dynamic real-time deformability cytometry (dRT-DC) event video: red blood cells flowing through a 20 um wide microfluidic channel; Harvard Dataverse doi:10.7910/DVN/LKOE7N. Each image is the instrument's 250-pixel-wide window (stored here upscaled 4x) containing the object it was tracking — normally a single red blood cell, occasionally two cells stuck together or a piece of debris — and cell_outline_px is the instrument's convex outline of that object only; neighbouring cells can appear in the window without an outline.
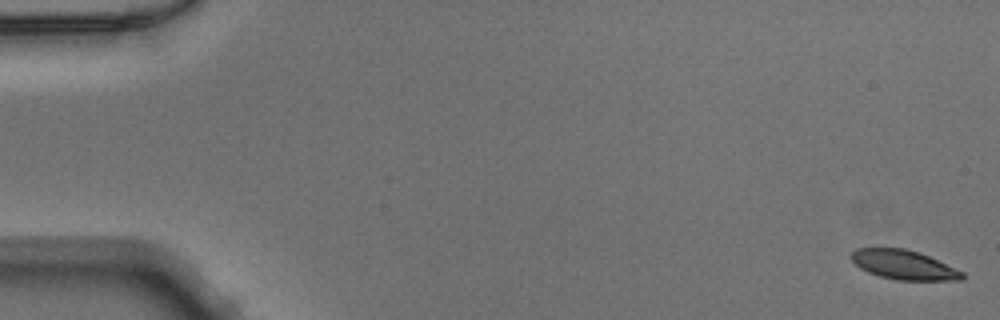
{"species": "Egyptian fruit bat (a non-hibernating species)", "species_latin": "Rousettus aegyptiacus", "temperature_condition": "warm", "stored_images_in_passage": 51, "camera_frame_rate_fps": 3000, "um_per_image_px": 0.085, "animal": {"sex": "male"}, "frame": {"image": 1, "passage_image": 1, "time_ms": 0.0, "image_size_px": [1000, 320], "cell_outline_px": [[964, 280], [896, 280], [880, 276], [868, 272], [860, 268], [852, 260], [852, 252], [856, 248], [904, 248], [920, 252], [964, 272]], "centroid_in_image_um": [76.84, 22.51], "position_along_channel_um": 8.2, "area_um2": 18.9}}
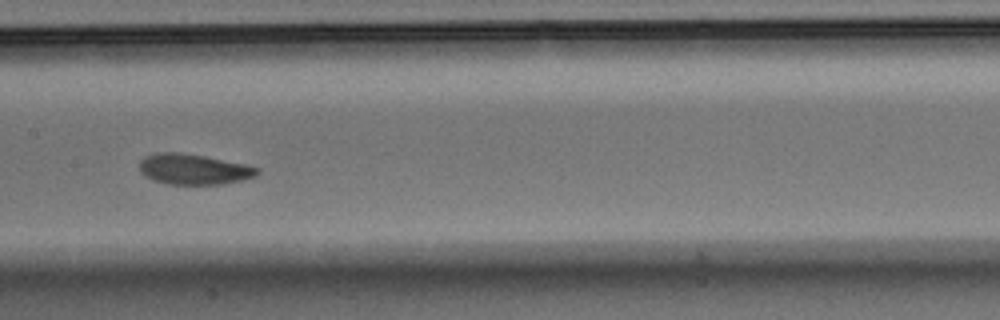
{"frame": {"image": 2, "passage_image": 26, "time_ms": 8.333, "image_size_px": [1000, 320], "cell_outline_px": [[260, 172], [256, 176], [244, 180], [220, 184], [168, 184], [152, 180], [144, 176], [140, 172], [140, 160], [144, 156], [156, 152], [180, 152], [204, 156], [244, 164], [260, 168]], "centroid_in_image_um": [16.44, 14.38], "position_along_channel_um": 191.0, "area_um2": 21.1}}
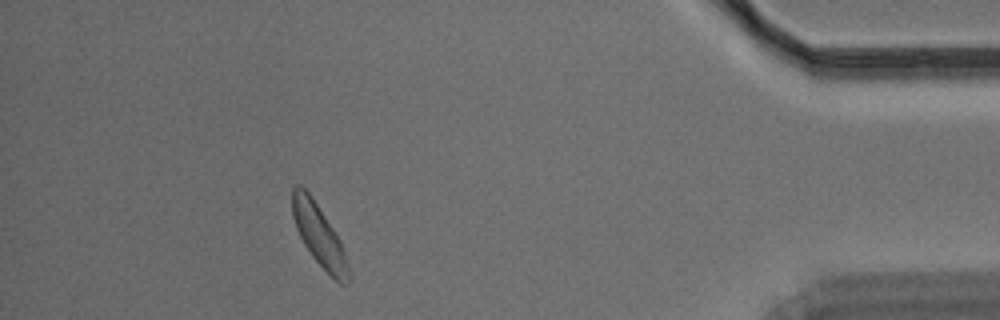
{"frame": {"image": 3, "passage_image": 46, "time_ms": 15.0, "image_size_px": [1000, 320], "cell_outline_px": [[352, 280], [348, 284], [340, 284], [312, 256], [304, 244], [296, 228], [292, 216], [292, 188], [296, 184], [300, 184], [308, 192], [340, 240], [352, 272]], "centroid_in_image_um": [27.15, 20.06], "position_along_channel_um": 408.0, "area_um2": 20.0}}